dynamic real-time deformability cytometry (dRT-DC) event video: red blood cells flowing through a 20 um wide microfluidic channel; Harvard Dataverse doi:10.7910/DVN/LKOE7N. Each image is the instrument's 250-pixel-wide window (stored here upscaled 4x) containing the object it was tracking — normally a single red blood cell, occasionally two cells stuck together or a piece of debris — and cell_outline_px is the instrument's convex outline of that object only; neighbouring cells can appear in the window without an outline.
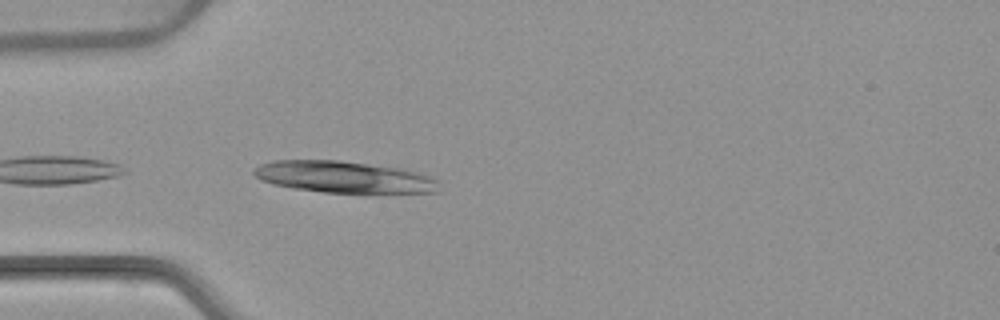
{"species": "common noctule bat (a hibernating species)", "species_latin": "Nyctalus noctula", "temperature_condition": "warm", "stored_images_in_passage": 3, "camera_frame_rate_fps": 3000, "um_per_image_px": 0.085, "animal": {"sex": "female", "body_mass_g": 22.7, "forearm_length_mm": 54.2}, "frame": {"image": 1, "passage_image": 3, "time_ms": 2.667, "image_size_px": [1000, 320], "cell_outline_px": [[440, 192], [324, 192], [292, 188], [272, 184], [260, 180], [252, 172], [252, 168], [260, 164], [272, 160], [340, 160], [404, 168], [420, 172], [432, 176], [440, 180]], "centroid_in_image_um": [29.26, 15.03], "position_along_channel_um": 55.7, "area_um2": 34.56}}